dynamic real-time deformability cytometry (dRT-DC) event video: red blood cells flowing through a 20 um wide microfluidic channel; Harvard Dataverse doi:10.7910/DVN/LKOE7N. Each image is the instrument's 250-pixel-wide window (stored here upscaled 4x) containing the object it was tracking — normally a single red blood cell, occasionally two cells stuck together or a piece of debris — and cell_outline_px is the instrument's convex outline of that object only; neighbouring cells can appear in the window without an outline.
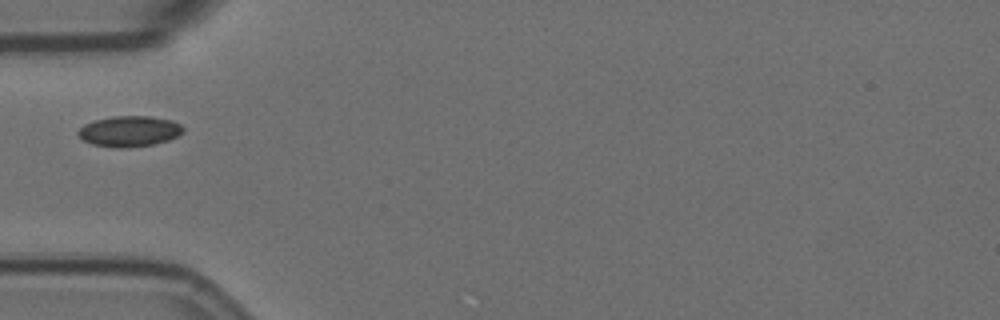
{"species": "Egyptian fruit bat (a non-hibernating species)", "species_latin": "Rousettus aegyptiacus", "temperature_condition": "room temperature", "stored_images_in_passage": 10, "camera_frame_rate_fps": 3000, "um_per_image_px": 0.085, "animal": {"sex": "female"}, "frame": {"image": 1, "passage_image": 1, "time_ms": 0.0, "image_size_px": [1000, 320], "cell_outline_px": [[184, 132], [168, 140], [152, 144], [124, 148], [112, 148], [92, 144], [76, 136], [76, 132], [84, 124], [96, 120], [112, 116], [152, 116], [172, 120], [180, 124], [184, 128]], "centroid_in_image_um": [10.97, 11.15], "position_along_channel_um": 74.0, "area_um2": 18.9}}
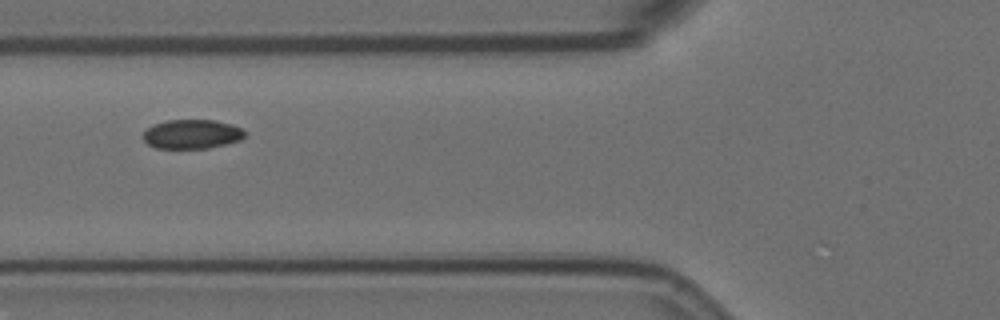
{"frame": {"image": 2, "passage_image": 4, "time_ms": 1.0, "image_size_px": [1000, 320], "cell_outline_px": [[244, 136], [240, 140], [228, 144], [208, 148], [156, 148], [148, 144], [140, 136], [152, 124], [168, 120], [216, 120], [232, 124], [240, 128], [244, 132]], "centroid_in_image_um": [16.29, 11.4], "position_along_channel_um": 109.5, "area_um2": 17.4}}
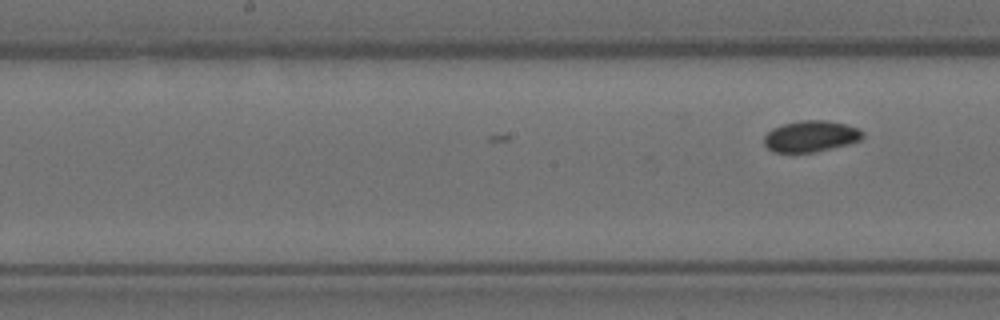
{"frame": {"image": 3, "passage_image": 10, "time_ms": 3.0, "image_size_px": [1000, 320], "cell_outline_px": [[864, 136], [860, 140], [848, 144], [816, 152], [772, 152], [764, 144], [764, 136], [772, 128], [784, 124], [800, 120], [828, 120], [860, 128], [864, 132]], "centroid_in_image_um": [68.93, 11.58], "position_along_channel_um": 179.3, "area_um2": 18.03}}